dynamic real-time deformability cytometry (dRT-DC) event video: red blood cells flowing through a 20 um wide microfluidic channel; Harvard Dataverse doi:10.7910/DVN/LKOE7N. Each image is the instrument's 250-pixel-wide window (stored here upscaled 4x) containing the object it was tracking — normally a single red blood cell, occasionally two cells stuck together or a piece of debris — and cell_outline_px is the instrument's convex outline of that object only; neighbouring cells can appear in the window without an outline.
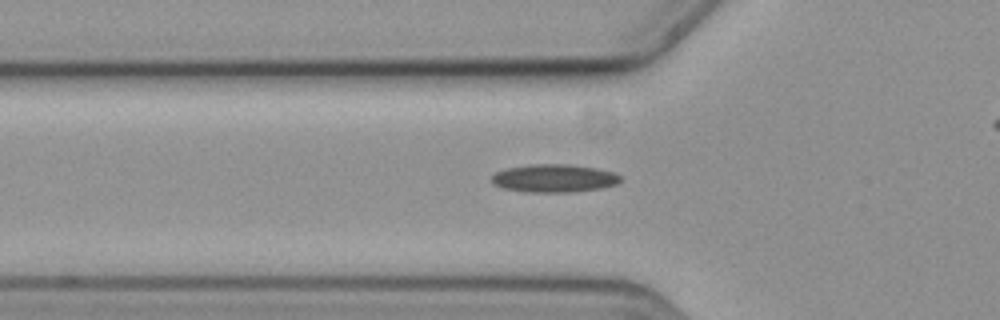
{"species": "common noctule bat (a hibernating species)", "species_latin": "Nyctalus noctula", "temperature_condition": "cold", "stored_images_in_passage": 32, "camera_frame_rate_fps": 3000, "um_per_image_px": 0.085, "animal": {"sex": "female", "body_mass_g": 19.3, "forearm_length_mm": 54.1}, "frame": {"image": 1, "passage_image": 2, "time_ms": 0.333, "image_size_px": [1000, 320], "cell_outline_px": [[620, 180], [616, 184], [604, 188], [572, 192], [524, 192], [504, 188], [492, 184], [492, 176], [496, 172], [508, 168], [532, 164], [572, 164], [596, 168], [612, 172], [620, 176]], "centroid_in_image_um": [47.1, 15.16], "position_along_channel_um": 78.7, "area_um2": 21.04}}
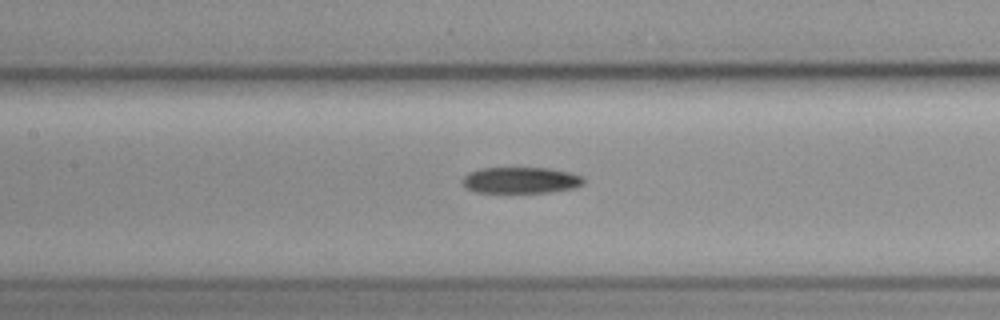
{"frame": {"image": 2, "passage_image": 9, "time_ms": 2.667, "image_size_px": [1000, 320], "cell_outline_px": [[584, 184], [576, 188], [552, 192], [476, 192], [468, 188], [460, 180], [468, 172], [480, 168], [552, 168], [572, 172], [584, 176]], "centroid_in_image_um": [44.33, 15.31], "position_along_channel_um": 163.1, "area_um2": 18.79}}
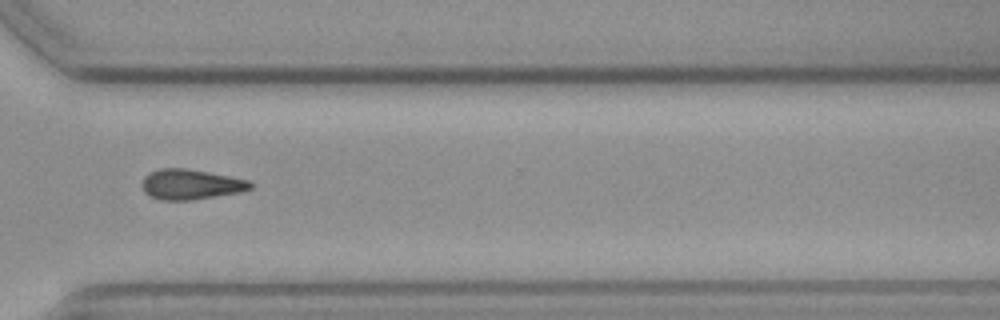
{"frame": {"image": 3, "passage_image": 25, "time_ms": 8.0, "image_size_px": [1000, 320], "cell_outline_px": [[252, 188], [240, 192], [192, 200], [160, 200], [144, 192], [144, 176], [148, 172], [160, 168], [184, 168], [208, 172], [248, 180], [252, 184]], "centroid_in_image_um": [16.21, 15.67], "position_along_channel_um": 354.4, "area_um2": 18.84}}